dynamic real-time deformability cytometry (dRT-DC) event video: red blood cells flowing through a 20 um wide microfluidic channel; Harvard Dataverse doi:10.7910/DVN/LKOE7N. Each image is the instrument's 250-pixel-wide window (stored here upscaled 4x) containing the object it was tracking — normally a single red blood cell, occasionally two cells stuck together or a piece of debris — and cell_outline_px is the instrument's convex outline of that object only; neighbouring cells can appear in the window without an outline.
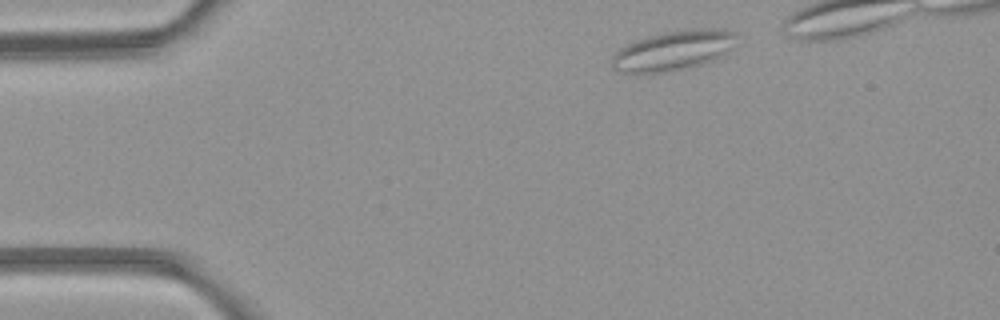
{"species": "common noctule bat (a hibernating species)", "species_latin": "Nyctalus noctula", "temperature_condition": "room temperature", "stored_images_in_passage": 8, "segment_of_instrument_passage": [1, 2], "camera_frame_rate_fps": 3000, "um_per_image_px": 0.085, "animal": {"sex": "female", "body_mass_g": 21.9}, "frame": {"image": 1, "passage_image": 1, "time_ms": 0.0, "image_size_px": [1000, 320], "cell_outline_px": [[736, 36], [728, 48], [724, 52], [712, 60], [688, 68], [640, 76], [624, 72], [616, 68], [612, 64], [612, 56], [620, 48], [636, 40], [648, 36], [664, 32], [692, 28], [724, 28], [736, 32]], "centroid_in_image_um": [57.17, 4.3], "position_along_channel_um": 27.8, "area_um2": 28.84}}
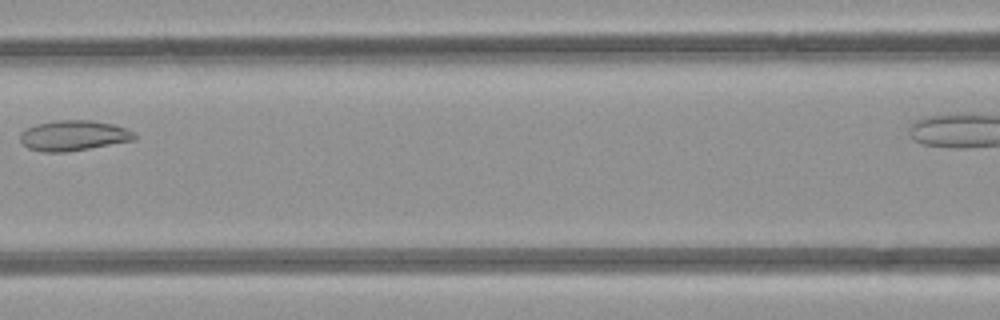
{"frame": {"image": 2, "passage_image": 6, "time_ms": 6.667, "image_size_px": [1000, 320], "cell_outline_px": [[136, 136], [132, 140], [88, 148], [64, 152], [44, 152], [28, 148], [20, 140], [20, 132], [36, 124], [56, 120], [92, 120], [112, 124], [128, 128], [136, 132]], "centroid_in_image_um": [6.25, 11.51], "position_along_channel_um": 160.4, "area_um2": 20.06}}
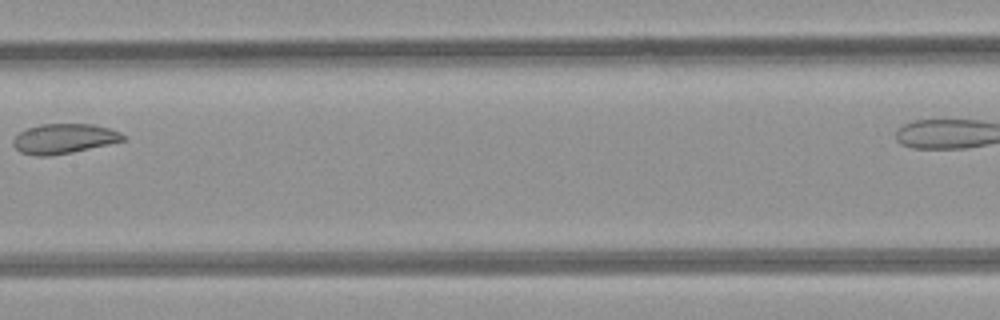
{"frame": {"image": 3, "passage_image": 7, "time_ms": 7.667, "image_size_px": [1000, 320], "cell_outline_px": [[128, 140], [72, 152], [48, 156], [36, 156], [20, 152], [12, 144], [12, 140], [20, 132], [28, 128], [40, 124], [92, 124], [108, 128], [120, 132]], "centroid_in_image_um": [5.44, 11.79], "position_along_channel_um": 202.0, "area_um2": 19.07}}